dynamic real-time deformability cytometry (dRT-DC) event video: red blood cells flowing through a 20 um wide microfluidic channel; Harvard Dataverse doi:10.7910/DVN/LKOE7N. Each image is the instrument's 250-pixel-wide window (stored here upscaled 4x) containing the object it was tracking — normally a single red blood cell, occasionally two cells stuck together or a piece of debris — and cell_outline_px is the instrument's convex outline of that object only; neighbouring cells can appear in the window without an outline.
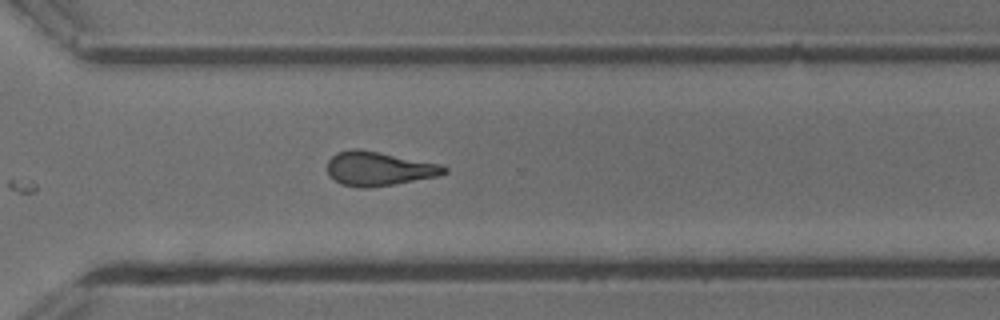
{"species": "common noctule bat (a hibernating species)", "species_latin": "Nyctalus noctula", "temperature_condition": "cold", "stored_images_in_passage": 11, "camera_frame_rate_fps": 3000, "um_per_image_px": 0.085, "animal": {"sex": "male", "body_mass_g": 13.3}, "frame": {"image": 1, "passage_image": 11, "time_ms": 3.333, "image_size_px": [1000, 320], "cell_outline_px": [[448, 172], [440, 176], [368, 188], [360, 188], [340, 184], [328, 176], [328, 160], [336, 152], [352, 148], [360, 148], [440, 164], [448, 168]], "centroid_in_image_um": [32.18, 14.33], "position_along_channel_um": 338.4, "area_um2": 23.41}}